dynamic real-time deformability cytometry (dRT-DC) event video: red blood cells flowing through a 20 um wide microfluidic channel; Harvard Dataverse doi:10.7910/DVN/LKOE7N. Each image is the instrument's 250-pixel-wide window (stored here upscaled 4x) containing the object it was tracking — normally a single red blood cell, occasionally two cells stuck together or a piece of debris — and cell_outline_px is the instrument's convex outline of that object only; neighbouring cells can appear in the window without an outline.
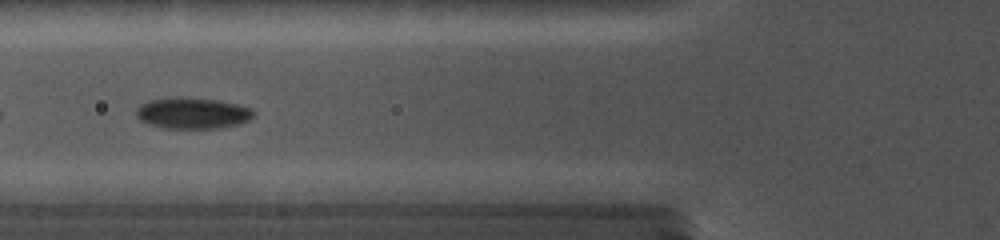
{"species": "common noctule bat (a hibernating species)", "species_latin": "Nyctalus noctula", "temperature_condition": "cold", "stored_images_in_passage": 24, "camera_frame_rate_fps": 5000, "um_per_image_px": 0.085, "animal": {"sex": "female", "body_mass_g": 19.0, "forearm_length_mm": 56.7}, "frame": {"image": 1, "passage_image": 4, "time_ms": 1.4, "image_size_px": [1000, 240], "cell_outline_px": [[256, 112], [248, 120], [240, 124], [220, 128], [160, 128], [148, 124], [140, 120], [136, 116], [136, 108], [140, 104], [152, 100], [216, 100], [236, 104], [252, 108]], "centroid_in_image_um": [16.39, 9.68], "position_along_channel_um": 109.4, "area_um2": 20.52}}